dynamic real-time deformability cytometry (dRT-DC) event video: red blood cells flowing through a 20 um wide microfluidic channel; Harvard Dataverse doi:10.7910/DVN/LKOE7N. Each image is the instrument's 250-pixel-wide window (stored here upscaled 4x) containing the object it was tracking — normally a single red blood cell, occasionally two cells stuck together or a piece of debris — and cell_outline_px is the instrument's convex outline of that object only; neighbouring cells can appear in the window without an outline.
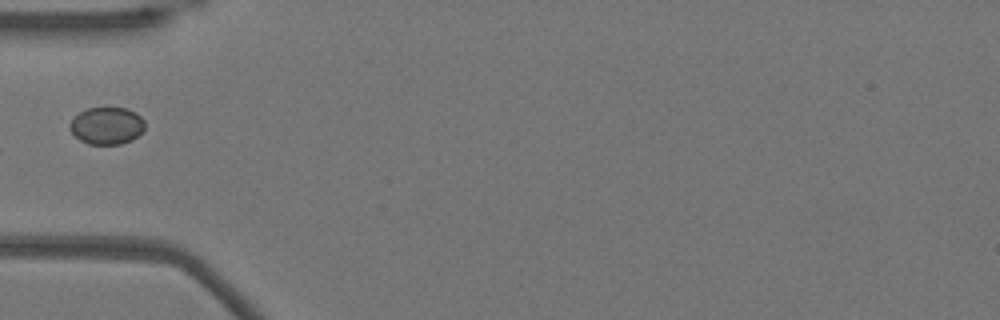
{"species": "Egyptian fruit bat (a non-hibernating species)", "species_latin": "Rousettus aegyptiacus", "temperature_condition": "warm", "stored_images_in_passage": 36, "camera_frame_rate_fps": 3000, "um_per_image_px": 0.085, "animal": {"sex": "female"}, "frame": {"image": 1, "passage_image": 1, "time_ms": 0.0, "image_size_px": [1000, 320], "cell_outline_px": [[144, 128], [132, 140], [120, 144], [88, 144], [80, 140], [68, 128], [68, 124], [80, 112], [88, 108], [128, 108], [136, 112], [144, 120]], "centroid_in_image_um": [9.07, 10.68], "position_along_channel_um": 75.9, "area_um2": 16.18}}
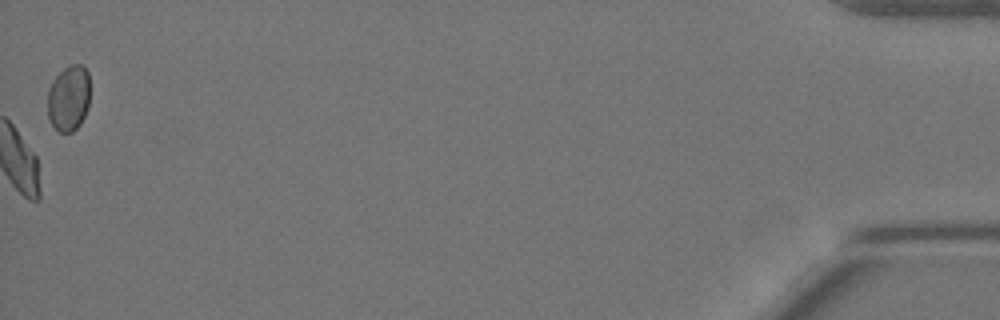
{"frame": {"image": 2, "passage_image": 36, "time_ms": 11.667, "image_size_px": [1000, 320], "cell_outline_px": [[88, 108], [80, 124], [72, 132], [60, 132], [48, 120], [48, 88], [52, 80], [64, 68], [72, 64], [84, 64], [88, 72]], "centroid_in_image_um": [5.83, 8.33], "position_along_channel_um": 429.4, "area_um2": 16.3}}